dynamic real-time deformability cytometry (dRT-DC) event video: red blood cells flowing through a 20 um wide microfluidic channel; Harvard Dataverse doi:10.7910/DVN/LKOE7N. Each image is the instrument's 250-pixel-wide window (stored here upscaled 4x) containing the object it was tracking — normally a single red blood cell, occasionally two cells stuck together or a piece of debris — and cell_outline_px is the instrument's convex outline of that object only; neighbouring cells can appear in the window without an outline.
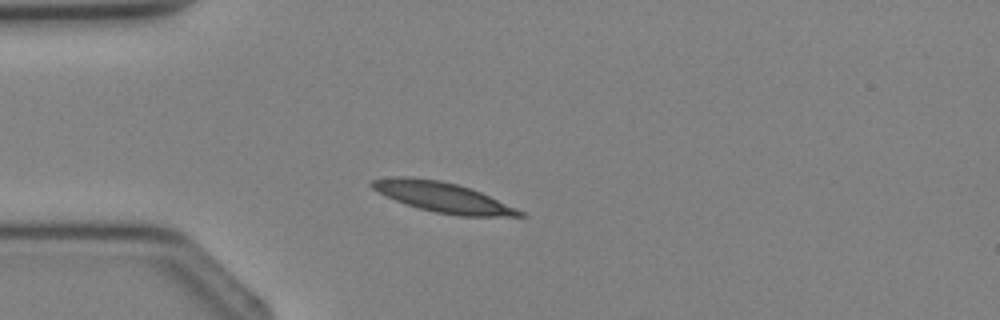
{"species": "Egyptian fruit bat (a non-hibernating species)", "species_latin": "Rousettus aegyptiacus", "temperature_condition": "cold", "stored_images_in_passage": 1, "camera_frame_rate_fps": 3000, "um_per_image_px": 0.085, "animal": {"sex": "female"}, "frame": {"image": 1, "passage_image": 1, "time_ms": 0.0, "image_size_px": [1000, 320], "cell_outline_px": [[528, 216], [460, 216], [436, 212], [420, 208], [396, 200], [372, 188], [368, 184], [372, 180], [392, 176], [412, 176], [440, 180], [472, 188], [516, 208], [524, 212]], "centroid_in_image_um": [37.64, 16.74], "position_along_channel_um": 47.4, "area_um2": 25.66}}